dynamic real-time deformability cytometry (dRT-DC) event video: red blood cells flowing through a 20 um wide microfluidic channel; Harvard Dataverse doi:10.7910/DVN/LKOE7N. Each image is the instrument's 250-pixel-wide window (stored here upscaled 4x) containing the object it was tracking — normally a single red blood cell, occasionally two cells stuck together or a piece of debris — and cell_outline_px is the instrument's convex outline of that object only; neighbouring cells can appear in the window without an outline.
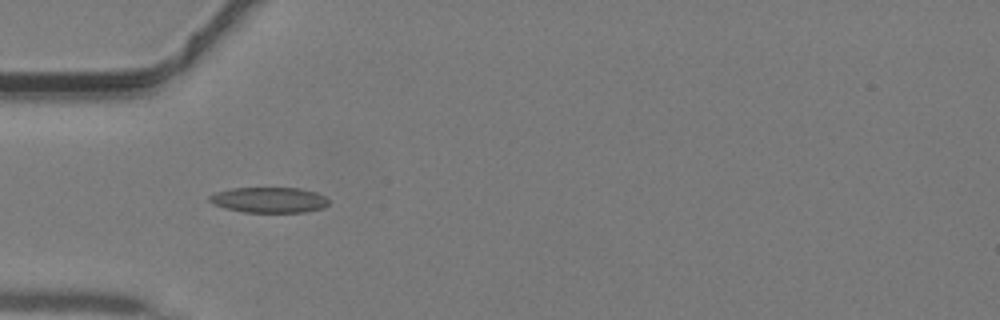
{"species": "common noctule bat (a hibernating species)", "species_latin": "Nyctalus noctula", "temperature_condition": "warm", "stored_images_in_passage": 33, "camera_frame_rate_fps": 3000, "um_per_image_px": 0.085, "animal": {"sex": "male", "body_mass_g": 19.2, "forearm_length_mm": 51.8}, "frame": {"image": 1, "passage_image": 3, "time_ms": 0.667, "image_size_px": [1000, 320], "cell_outline_px": [[328, 204], [324, 208], [304, 212], [244, 212], [224, 208], [212, 204], [208, 200], [208, 196], [216, 192], [232, 188], [300, 188], [316, 192], [324, 196], [328, 200]], "centroid_in_image_um": [22.85, 16.99], "position_along_channel_um": 62.1, "area_um2": 17.8}}
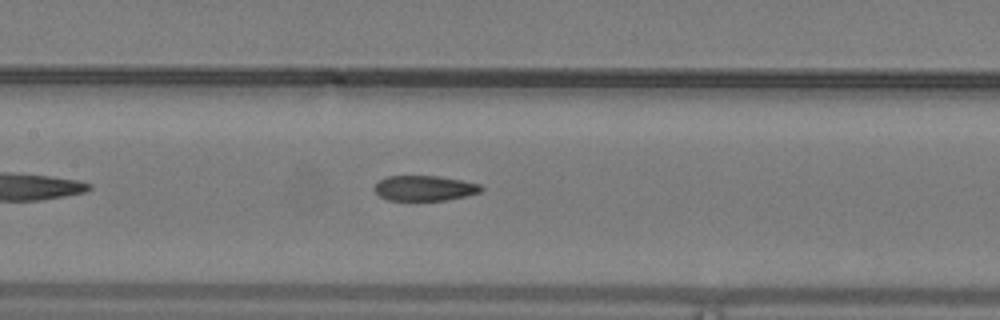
{"frame": {"image": 2, "passage_image": 10, "time_ms": 3.0, "image_size_px": [1000, 320], "cell_outline_px": [[484, 188], [480, 192], [464, 196], [444, 200], [388, 200], [380, 196], [376, 192], [376, 184], [380, 180], [388, 176], [436, 176], [460, 180], [480, 184]], "centroid_in_image_um": [36.1, 15.99], "position_along_channel_um": 171.3, "area_um2": 15.37}}
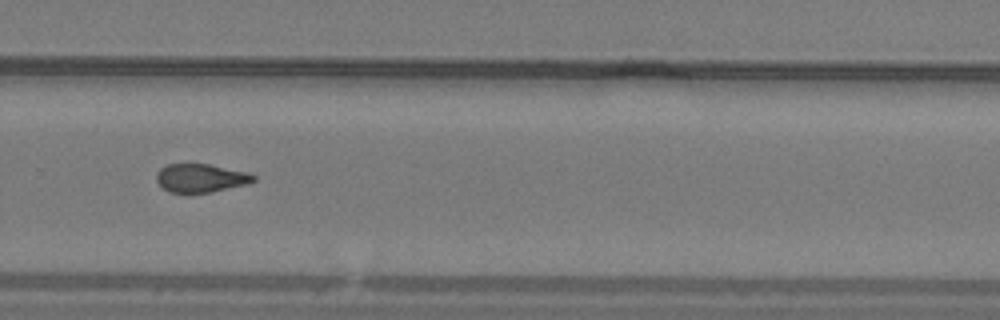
{"frame": {"image": 3, "passage_image": 19, "time_ms": 6.0, "image_size_px": [1000, 320], "cell_outline_px": [[256, 180], [248, 184], [212, 192], [168, 192], [156, 180], [156, 172], [160, 168], [168, 164], [208, 164], [248, 172], [256, 176]], "centroid_in_image_um": [17.08, 15.13], "position_along_channel_um": 312.7, "area_um2": 16.07}}